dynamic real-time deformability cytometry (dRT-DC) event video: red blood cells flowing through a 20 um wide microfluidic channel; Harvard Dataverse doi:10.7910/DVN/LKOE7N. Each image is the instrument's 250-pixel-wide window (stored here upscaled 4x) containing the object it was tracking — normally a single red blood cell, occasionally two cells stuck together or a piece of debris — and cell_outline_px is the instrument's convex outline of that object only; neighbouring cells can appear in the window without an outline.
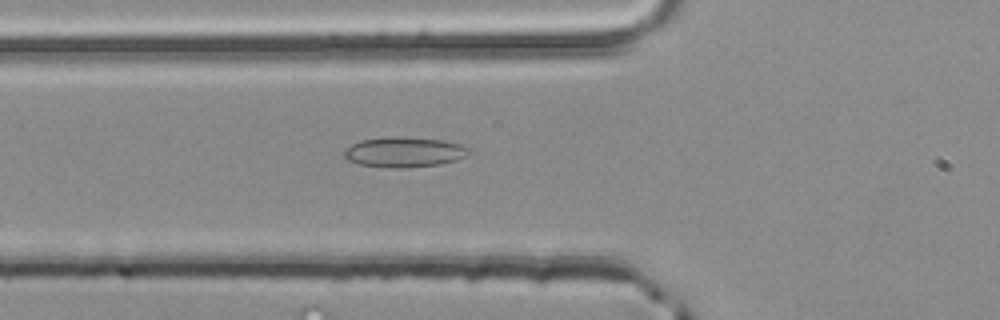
{"species": "common noctule bat (a hibernating species)", "species_latin": "Nyctalus noctula", "temperature_condition": "room temperature", "stored_images_in_passage": 39, "camera_frame_rate_fps": 3000, "um_per_image_px": 0.085, "animal": {"sex": "male", "body_mass_g": 20.4}, "frame": {"image": 1, "passage_image": 6, "time_ms": 1.667, "image_size_px": [1000, 320], "cell_outline_px": [[472, 148], [464, 156], [456, 160], [440, 164], [396, 168], [388, 168], [360, 164], [348, 160], [344, 156], [344, 152], [352, 144], [360, 140], [388, 136], [396, 136], [440, 140], [460, 144]], "centroid_in_image_um": [34.34, 12.92], "position_along_channel_um": 91.5, "area_um2": 21.73}}
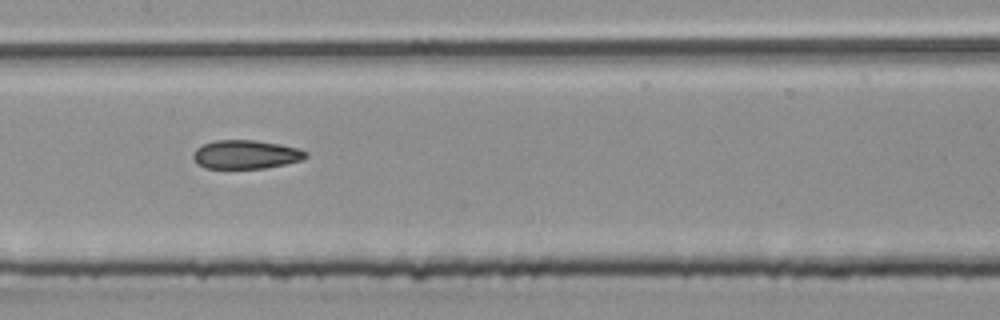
{"frame": {"image": 2, "passage_image": 13, "time_ms": 4.0, "image_size_px": [1000, 320], "cell_outline_px": [[308, 156], [304, 160], [264, 168], [204, 168], [196, 164], [192, 156], [196, 148], [204, 144], [216, 140], [256, 140], [280, 144], [300, 148], [308, 152]], "centroid_in_image_um": [20.92, 13.13], "position_along_channel_um": 186.5, "area_um2": 19.02}}
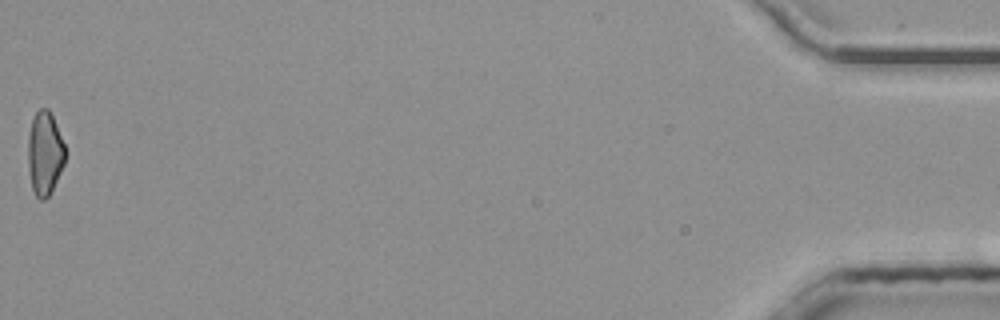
{"frame": {"image": 3, "passage_image": 39, "time_ms": 12.667, "image_size_px": [1000, 320], "cell_outline_px": [[64, 164], [52, 192], [44, 200], [40, 200], [36, 196], [32, 188], [28, 168], [28, 136], [32, 116], [40, 108], [48, 108], [52, 116], [64, 144]], "centroid_in_image_um": [3.78, 13.04], "position_along_channel_um": 431.4, "area_um2": 18.09}, "authors_computed_cell_mechanics": {"area_um2": 18.9584, "velocity_mm_per_s": 4.0421, "shape_relaxation_time_tau1_ms": null, "shape_relaxation_time_tau2_ms": 4.1075, "deformation_change_tau1": null, "deformation_change_tau2": 0.1325}}